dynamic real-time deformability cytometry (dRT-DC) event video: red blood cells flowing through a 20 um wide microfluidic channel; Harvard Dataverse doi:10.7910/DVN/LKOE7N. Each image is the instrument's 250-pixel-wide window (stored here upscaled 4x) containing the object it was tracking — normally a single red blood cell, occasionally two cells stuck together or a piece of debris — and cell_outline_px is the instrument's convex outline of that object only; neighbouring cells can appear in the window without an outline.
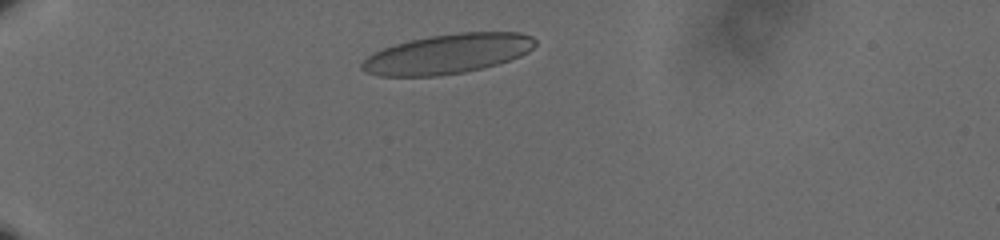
{"species": "human", "species_latin": "Homo sapiens", "temperature_condition": "cold", "stored_images_in_passage": 41, "camera_frame_rate_fps": 3000, "um_per_image_px": 0.085, "donor": {"sex": "male"}, "frame": {"image": 1, "passage_image": 5, "time_ms": 1.333, "image_size_px": [1000, 240], "cell_outline_px": [[536, 44], [528, 52], [520, 56], [496, 64], [464, 72], [436, 76], [380, 76], [364, 72], [360, 68], [360, 64], [372, 52], [396, 44], [428, 36], [456, 32], [520, 32], [532, 36], [536, 40]], "centroid_in_image_um": [38.03, 4.57], "position_along_channel_um": 47.0, "area_um2": 40.0}}
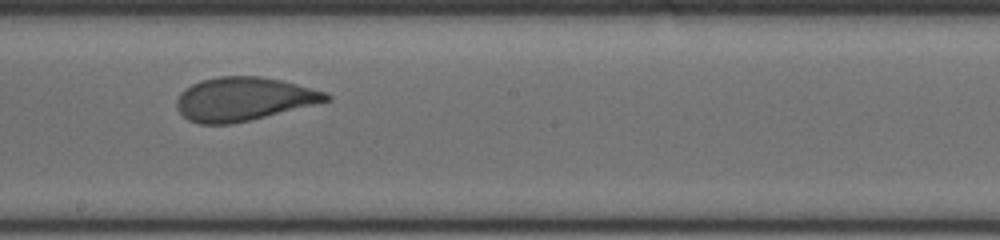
{"frame": {"image": 2, "passage_image": 24, "time_ms": 7.667, "image_size_px": [1000, 240], "cell_outline_px": [[332, 100], [248, 120], [228, 124], [200, 124], [188, 120], [176, 108], [176, 100], [180, 92], [192, 84], [200, 80], [220, 76], [260, 76], [284, 80], [328, 92], [332, 96]], "centroid_in_image_um": [20.72, 8.4], "position_along_channel_um": 227.5, "area_um2": 37.97}}
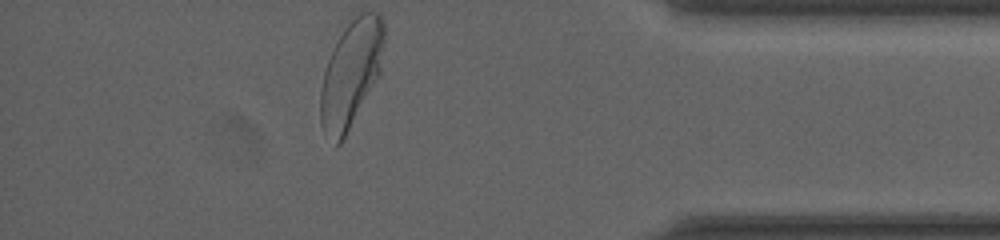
{"frame": {"image": 3, "passage_image": 41, "time_ms": 13.333, "image_size_px": [1000, 240], "cell_outline_px": [[384, 40], [380, 76], [340, 144], [336, 148], [324, 132], [320, 124], [320, 92], [324, 72], [328, 60], [352, 12], [380, 12], [384, 20]], "centroid_in_image_um": [29.85, 6.23], "position_along_channel_um": 405.3, "area_um2": 40.11}, "authors_computed_cell_mechanics": {"area_um2": 38.6682, "velocity_mm_per_s": 3.5825, "shape_relaxation_time_tau1_ms": 5.7723, "shape_relaxation_time_tau2_ms": null, "deformation_change_tau1": 0.1752, "deformation_change_tau2": null}}